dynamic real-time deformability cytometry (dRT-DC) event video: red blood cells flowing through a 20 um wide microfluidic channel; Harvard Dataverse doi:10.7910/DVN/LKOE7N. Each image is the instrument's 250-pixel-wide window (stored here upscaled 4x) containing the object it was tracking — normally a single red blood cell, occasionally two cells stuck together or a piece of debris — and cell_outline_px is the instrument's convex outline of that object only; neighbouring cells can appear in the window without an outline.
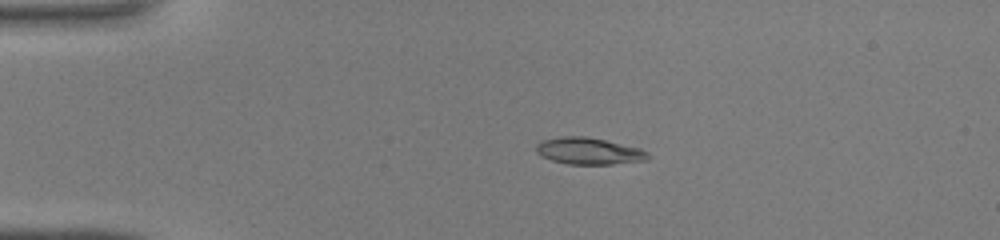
{"species": "common noctule bat (a hibernating species)", "species_latin": "Nyctalus noctula", "temperature_condition": "warm", "stored_images_in_passage": 40, "camera_frame_rate_fps": 3000, "um_per_image_px": 0.085, "animal": {"sex": "male", "body_mass_g": 19.0, "forearm_length_mm": 50.8}, "frame": {"image": 1, "passage_image": 6, "time_ms": 1.667, "image_size_px": [1000, 240], "cell_outline_px": [[652, 156], [648, 160], [612, 164], [568, 164], [552, 160], [540, 156], [536, 152], [536, 144], [540, 140], [560, 136], [584, 136], [604, 140], [640, 148], [648, 152]], "centroid_in_image_um": [50.04, 12.84], "position_along_channel_um": 35.0, "area_um2": 17.57}}
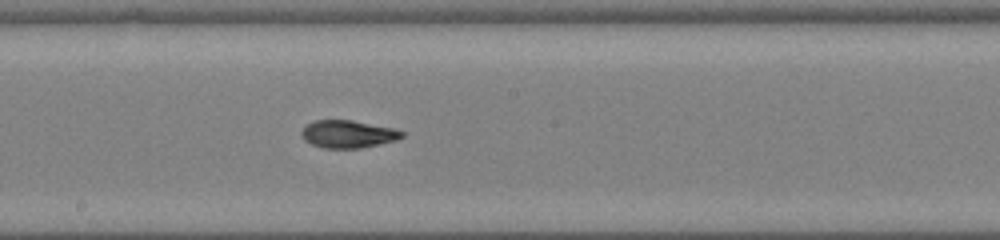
{"frame": {"image": 2, "passage_image": 21, "time_ms": 6.667, "image_size_px": [1000, 240], "cell_outline_px": [[404, 136], [396, 140], [380, 144], [360, 148], [324, 148], [312, 144], [304, 140], [300, 132], [308, 124], [316, 120], [352, 120], [396, 128], [404, 132]], "centroid_in_image_um": [29.61, 11.39], "position_along_channel_um": 218.6, "area_um2": 16.18}}
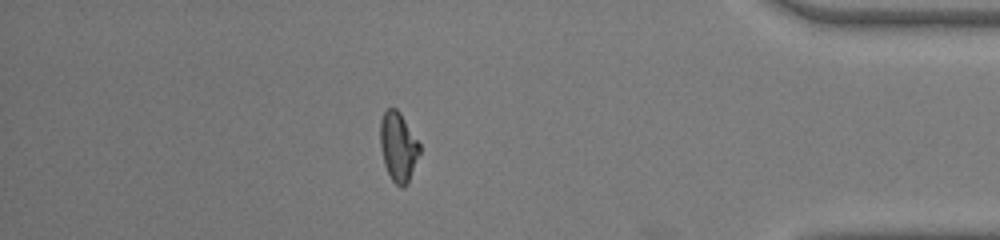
{"frame": {"image": 3, "passage_image": 35, "time_ms": 11.333, "image_size_px": [1000, 240], "cell_outline_px": [[420, 152], [408, 184], [404, 188], [400, 188], [392, 180], [384, 164], [380, 144], [380, 120], [384, 112], [388, 108], [396, 108], [400, 112], [420, 144]], "centroid_in_image_um": [33.85, 12.49], "position_along_channel_um": 401.3, "area_um2": 15.95}}